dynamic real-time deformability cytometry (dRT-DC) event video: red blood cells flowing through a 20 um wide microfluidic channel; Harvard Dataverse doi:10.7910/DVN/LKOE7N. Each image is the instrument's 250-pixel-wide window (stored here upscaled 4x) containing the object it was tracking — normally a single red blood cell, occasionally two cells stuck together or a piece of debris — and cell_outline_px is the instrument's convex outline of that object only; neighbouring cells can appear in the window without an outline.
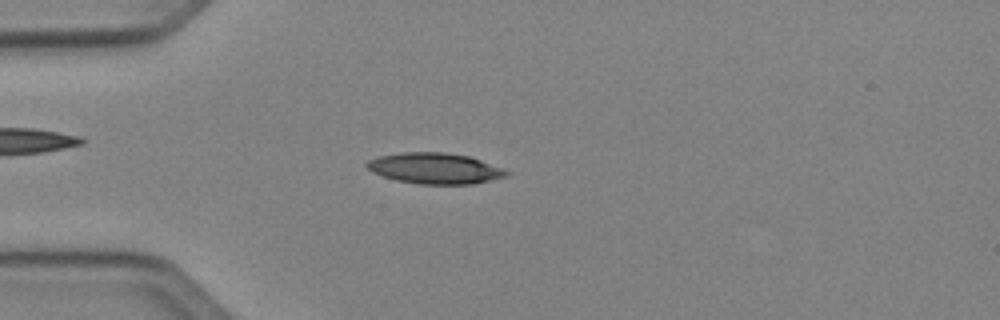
{"species": "Egyptian fruit bat (a non-hibernating species)", "species_latin": "Rousettus aegyptiacus", "temperature_condition": "cold", "stored_images_in_passage": 48, "camera_frame_rate_fps": 3000, "um_per_image_px": 0.085, "animal": {"sex": "female"}, "frame": {"image": 1, "passage_image": 12, "time_ms": 3.667, "image_size_px": [1000, 320], "cell_outline_px": [[512, 172], [508, 176], [492, 180], [472, 184], [420, 184], [396, 180], [372, 172], [364, 164], [368, 160], [380, 156], [400, 152], [444, 152], [468, 156], [480, 160]], "centroid_in_image_um": [36.97, 14.31], "position_along_channel_um": 48.0, "area_um2": 25.09}}
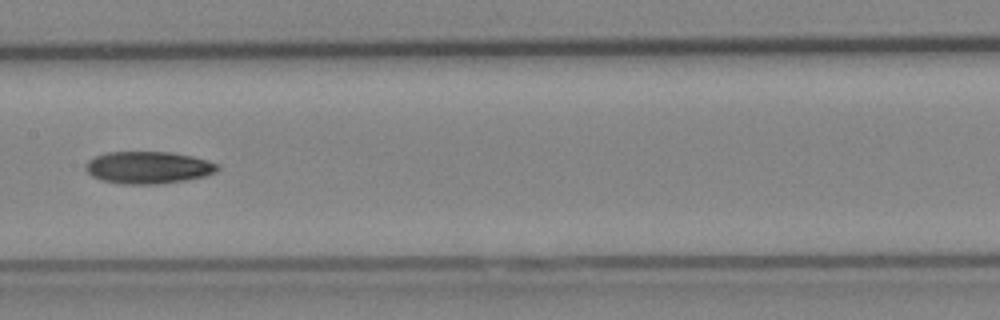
{"frame": {"image": 2, "passage_image": 24, "time_ms": 7.667, "image_size_px": [1000, 320], "cell_outline_px": [[220, 168], [216, 172], [204, 176], [184, 180], [156, 184], [120, 184], [100, 180], [92, 176], [84, 168], [84, 164], [88, 160], [96, 156], [108, 152], [168, 152], [192, 156], [216, 164]], "centroid_in_image_um": [12.54, 14.24], "position_along_channel_um": 194.9, "area_um2": 24.62}}
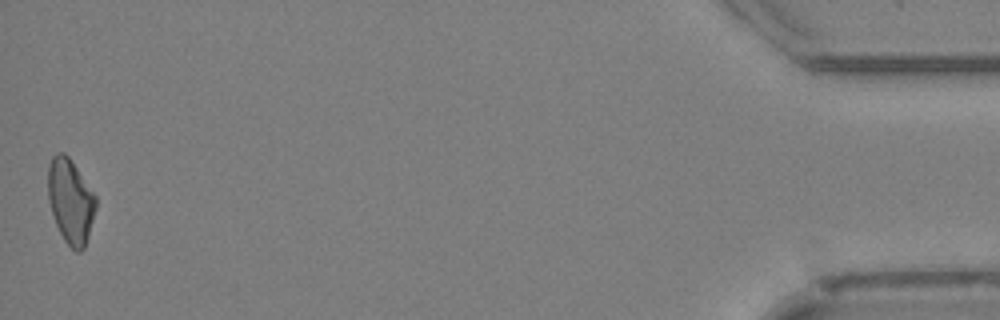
{"frame": {"image": 3, "passage_image": 48, "time_ms": 15.667, "image_size_px": [1000, 320], "cell_outline_px": [[96, 208], [88, 236], [84, 248], [80, 252], [76, 252], [64, 240], [56, 224], [48, 200], [48, 164], [52, 156], [56, 152], [64, 152], [68, 156], [96, 196]], "centroid_in_image_um": [5.98, 17.08], "position_along_channel_um": 429.2, "area_um2": 23.41}, "authors_computed_cell_mechanics": {"area_um2": 23.8714, "velocity_mm_per_s": 4.0745, "shape_relaxation_time_tau1_ms": 7.8534, "shape_relaxation_time_tau2_ms": null, "deformation_change_tau1": 0.1684, "deformation_change_tau2": null}}